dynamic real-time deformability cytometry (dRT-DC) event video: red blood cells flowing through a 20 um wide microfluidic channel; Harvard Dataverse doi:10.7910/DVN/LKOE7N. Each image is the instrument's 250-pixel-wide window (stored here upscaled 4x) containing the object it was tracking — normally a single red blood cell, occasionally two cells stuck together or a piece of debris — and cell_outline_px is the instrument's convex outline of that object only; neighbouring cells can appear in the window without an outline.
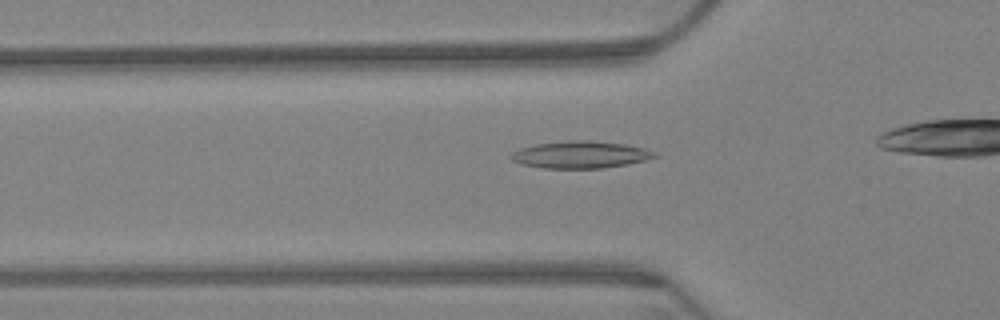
{"species": "Egyptian fruit bat (a non-hibernating species)", "species_latin": "Rousettus aegyptiacus", "temperature_condition": "warm", "stored_images_in_passage": 39, "camera_frame_rate_fps": 3000, "um_per_image_px": 0.085, "animal": {"sex": "female"}, "frame": {"image": 1, "passage_image": 8, "time_ms": 2.333, "image_size_px": [1000, 320], "cell_outline_px": [[660, 156], [628, 164], [600, 168], [544, 168], [524, 164], [512, 160], [508, 156], [512, 152], [520, 148], [536, 144], [568, 140], [588, 140], [624, 144], [644, 148], [656, 152]], "centroid_in_image_um": [49.34, 13.14], "position_along_channel_um": 76.5, "area_um2": 22.6}}
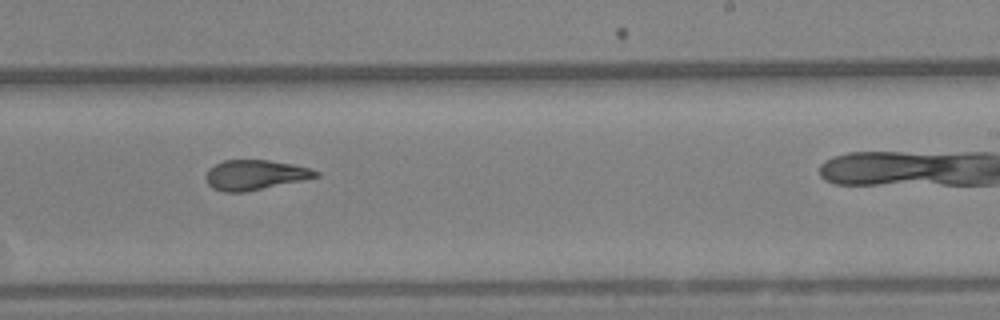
{"frame": {"image": 2, "passage_image": 26, "time_ms": 8.333, "image_size_px": [1000, 320], "cell_outline_px": [[320, 176], [244, 192], [224, 192], [212, 188], [208, 184], [204, 176], [208, 168], [224, 160], [268, 160], [292, 164], [308, 168], [320, 172]], "centroid_in_image_um": [21.62, 14.86], "position_along_channel_um": 267.4, "area_um2": 19.02}}
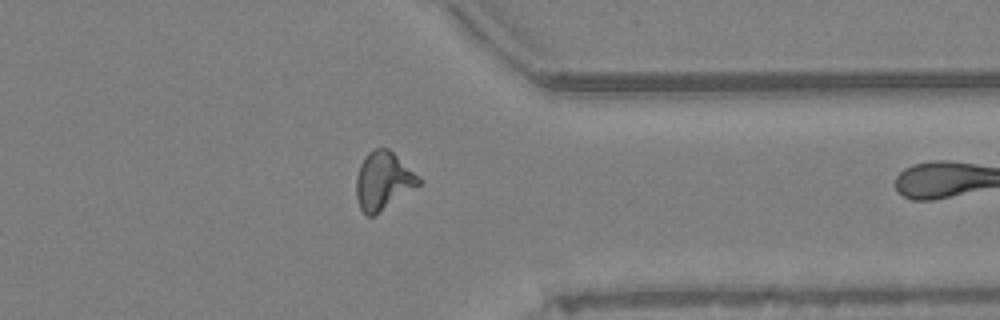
{"frame": {"image": 3, "passage_image": 37, "time_ms": 12.0, "image_size_px": [1000, 320], "cell_outline_px": [[420, 184], [376, 216], [368, 216], [360, 208], [356, 196], [356, 176], [360, 164], [364, 156], [372, 148], [388, 148], [420, 180]], "centroid_in_image_um": [32.51, 15.39], "position_along_channel_um": 378.9, "area_um2": 20.81}}